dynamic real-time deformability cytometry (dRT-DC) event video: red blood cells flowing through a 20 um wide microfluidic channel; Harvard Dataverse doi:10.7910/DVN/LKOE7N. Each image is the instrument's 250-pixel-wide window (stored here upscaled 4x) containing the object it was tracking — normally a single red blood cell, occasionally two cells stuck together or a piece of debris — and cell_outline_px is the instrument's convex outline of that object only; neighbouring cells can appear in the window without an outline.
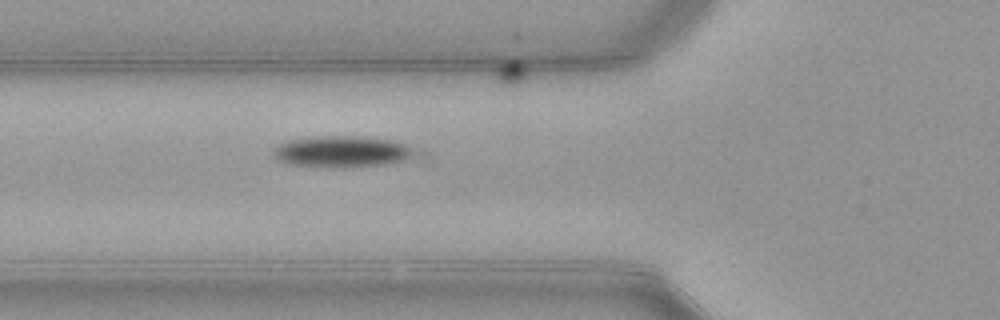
{"species": "common noctule bat (a hibernating species)", "species_latin": "Nyctalus noctula", "temperature_condition": "warm", "stored_images_in_passage": 11, "camera_frame_rate_fps": 3000, "um_per_image_px": 0.085, "animal": {"sex": "female", "body_mass_g": 21.9}, "frame": {"image": 1, "passage_image": 2, "time_ms": 0.333, "image_size_px": [1000, 320], "cell_outline_px": [[412, 152], [404, 160], [384, 164], [344, 168], [328, 168], [288, 164], [280, 160], [276, 156], [276, 148], [280, 144], [292, 140], [320, 136], [360, 136], [392, 140], [404, 144], [412, 148]], "centroid_in_image_um": [29.05, 12.9], "position_along_channel_um": 96.7, "area_um2": 25.32}}
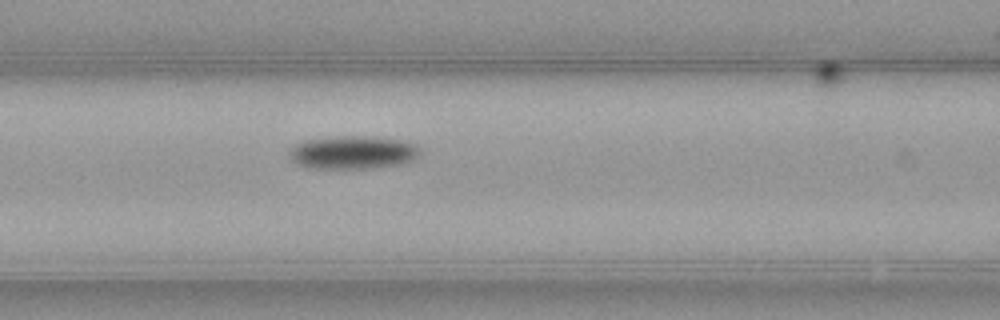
{"frame": {"image": 2, "passage_image": 5, "time_ms": 1.333, "image_size_px": [1000, 320], "cell_outline_px": [[420, 152], [412, 160], [400, 164], [368, 168], [308, 168], [296, 164], [288, 160], [288, 148], [304, 140], [336, 136], [372, 136], [404, 140], [416, 144]], "centroid_in_image_um": [29.91, 12.94], "position_along_channel_um": 136.7, "area_um2": 25.61}}
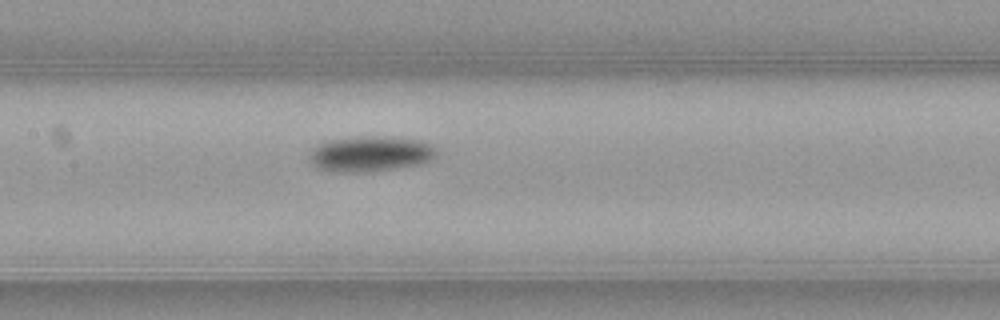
{"frame": {"image": 3, "passage_image": 8, "time_ms": 2.333, "image_size_px": [1000, 320], "cell_outline_px": [[436, 156], [420, 164], [372, 172], [332, 172], [316, 168], [312, 164], [308, 156], [308, 152], [320, 144], [332, 140], [372, 136], [392, 136], [420, 140], [432, 144], [436, 148]], "centroid_in_image_um": [31.49, 13.09], "position_along_channel_um": 175.9, "area_um2": 26.41}}